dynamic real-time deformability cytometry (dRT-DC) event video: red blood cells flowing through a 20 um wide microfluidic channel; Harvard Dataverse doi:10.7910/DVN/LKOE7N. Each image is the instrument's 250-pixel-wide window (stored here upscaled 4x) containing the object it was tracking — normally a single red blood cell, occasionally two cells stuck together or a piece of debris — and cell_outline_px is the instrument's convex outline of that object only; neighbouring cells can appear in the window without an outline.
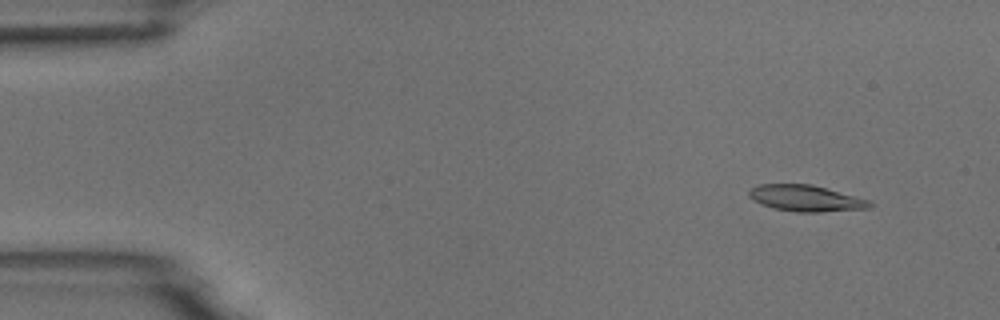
{"species": "common noctule bat (a hibernating species)", "species_latin": "Nyctalus noctula", "temperature_condition": "room temperature", "stored_images_in_passage": 4, "camera_frame_rate_fps": 3000, "um_per_image_px": 0.085, "animal": {"sex": "male", "body_mass_g": 18.8}, "frame": {"image": 1, "passage_image": 1, "time_ms": 0.0, "image_size_px": [1000, 320], "cell_outline_px": [[872, 204], [868, 208], [820, 212], [796, 212], [772, 208], [760, 204], [752, 200], [748, 196], [748, 192], [752, 188], [760, 184], [812, 184], [872, 200]], "centroid_in_image_um": [68.49, 16.85], "position_along_channel_um": 16.5, "area_um2": 18.61}}
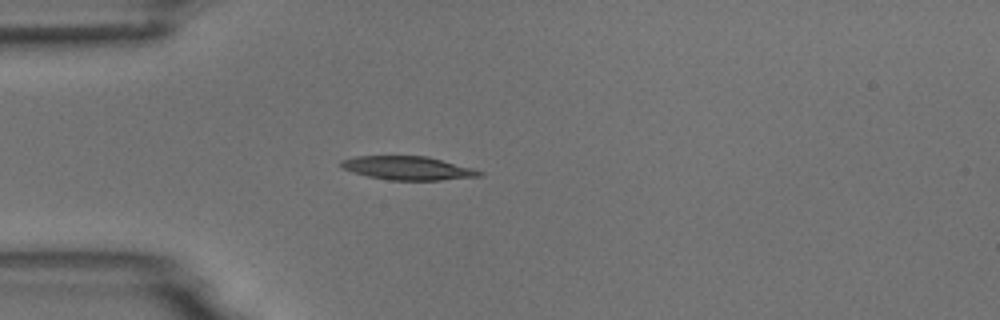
{"frame": {"image": 2, "passage_image": 4, "time_ms": 3.333, "image_size_px": [1000, 320], "cell_outline_px": [[484, 176], [440, 180], [388, 180], [368, 176], [352, 172], [344, 168], [340, 164], [340, 160], [356, 156], [428, 156], [472, 168], [484, 172]], "centroid_in_image_um": [34.68, 14.29], "position_along_channel_um": 50.3, "area_um2": 19.02}}